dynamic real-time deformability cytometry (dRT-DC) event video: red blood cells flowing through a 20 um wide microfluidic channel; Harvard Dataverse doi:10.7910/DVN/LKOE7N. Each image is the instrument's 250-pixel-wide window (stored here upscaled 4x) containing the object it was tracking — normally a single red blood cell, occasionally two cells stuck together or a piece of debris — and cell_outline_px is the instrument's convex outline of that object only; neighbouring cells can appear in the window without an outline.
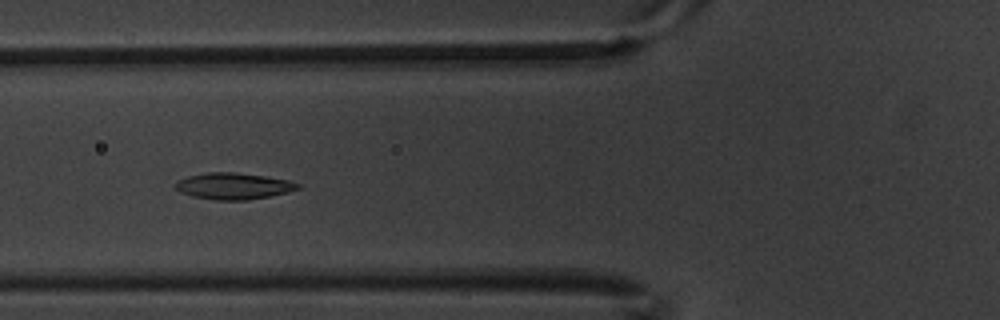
{"species": "common noctule bat (a hibernating species)", "species_latin": "Nyctalus noctula", "temperature_condition": "warm", "stored_images_in_passage": 8, "camera_frame_rate_fps": 3000, "um_per_image_px": 0.085, "animal": {"sex": "male", "body_mass_g": 20.1, "forearm_length_mm": 53.5}, "frame": {"image": 1, "passage_image": 6, "time_ms": 1.667, "image_size_px": [1000, 320], "cell_outline_px": [[304, 188], [272, 196], [248, 200], [216, 200], [192, 196], [180, 192], [172, 188], [172, 184], [176, 180], [188, 176], [208, 172], [236, 172], [264, 176], [288, 180], [300, 184]], "centroid_in_image_um": [19.82, 15.82], "position_along_channel_um": 106.0, "area_um2": 19.25}}
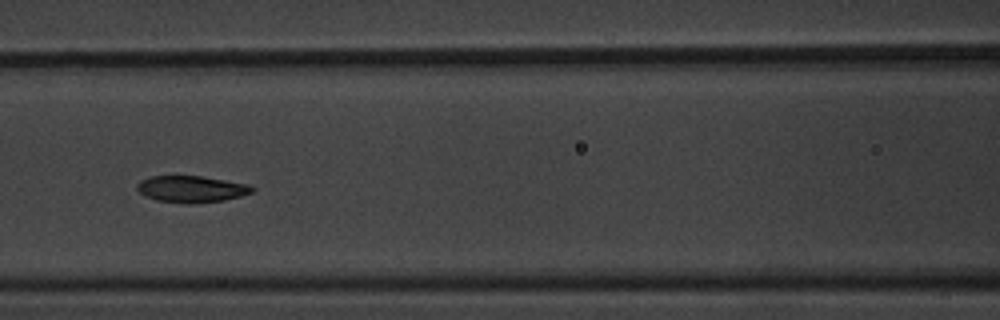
{"frame": {"image": 2, "passage_image": 7, "time_ms": 2.0, "image_size_px": [1000, 320], "cell_outline_px": [[256, 188], [252, 192], [240, 196], [224, 200], [192, 204], [184, 204], [156, 200], [144, 196], [136, 188], [136, 184], [140, 180], [152, 176], [200, 176], [248, 184]], "centroid_in_image_um": [16.24, 16.08], "position_along_channel_um": 150.4, "area_um2": 17.92}}
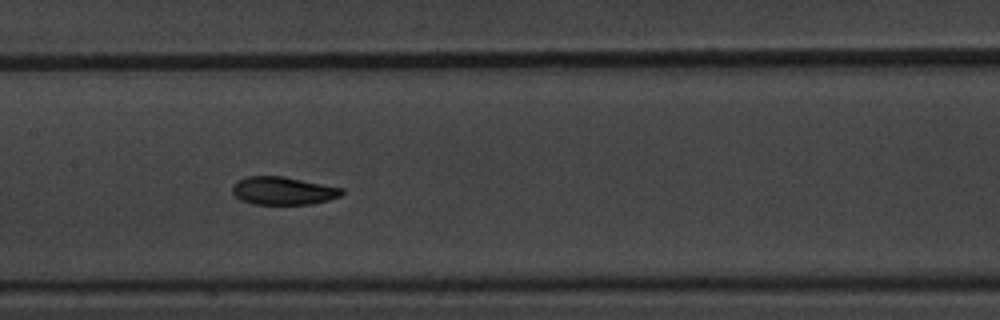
{"frame": {"image": 3, "passage_image": 8, "time_ms": 2.333, "image_size_px": [1000, 320], "cell_outline_px": [[344, 192], [340, 196], [328, 200], [312, 204], [252, 204], [240, 200], [232, 192], [232, 184], [236, 180], [248, 176], [284, 176], [344, 188]], "centroid_in_image_um": [24.05, 16.21], "position_along_channel_um": 183.4, "area_um2": 18.03}}